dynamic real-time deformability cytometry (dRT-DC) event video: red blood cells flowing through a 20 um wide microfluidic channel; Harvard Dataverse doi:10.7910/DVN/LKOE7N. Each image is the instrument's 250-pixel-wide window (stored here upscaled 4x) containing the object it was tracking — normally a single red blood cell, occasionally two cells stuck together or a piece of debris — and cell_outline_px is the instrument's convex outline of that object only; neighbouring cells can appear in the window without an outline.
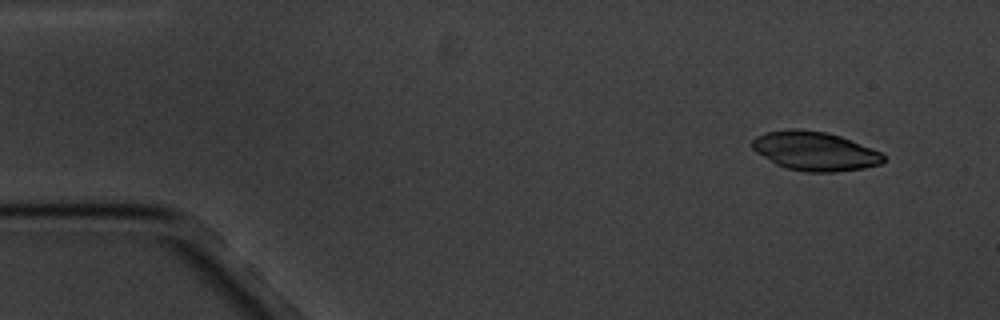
{"species": "common noctule bat (a hibernating species)", "species_latin": "Nyctalus noctula", "temperature_condition": "cold", "stored_images_in_passage": 4, "camera_frame_rate_fps": 3000, "um_per_image_px": 0.085, "animal": {"sex": "male", "body_mass_g": 20.1, "forearm_length_mm": 53.5}, "frame": {"image": 1, "passage_image": 1, "time_ms": 0.0, "image_size_px": [1000, 320], "cell_outline_px": [[884, 160], [880, 164], [864, 168], [836, 172], [804, 172], [788, 168], [776, 164], [756, 152], [752, 148], [752, 140], [756, 136], [764, 132], [788, 128], [800, 128], [828, 132], [840, 136], [880, 152], [884, 156]], "centroid_in_image_um": [69.22, 12.83], "position_along_channel_um": 15.8, "area_um2": 29.88}}